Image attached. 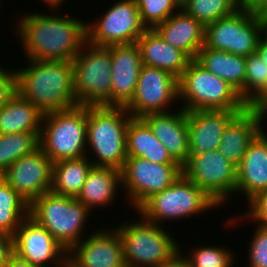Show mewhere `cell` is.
I'll list each match as a JSON object with an SVG mask.
<instances>
[{
	"mask_svg": "<svg viewBox=\"0 0 267 267\" xmlns=\"http://www.w3.org/2000/svg\"><path fill=\"white\" fill-rule=\"evenodd\" d=\"M27 13L19 20L17 37L26 57L38 61L72 62L87 42L86 24L77 18Z\"/></svg>",
	"mask_w": 267,
	"mask_h": 267,
	"instance_id": "obj_1",
	"label": "cell"
},
{
	"mask_svg": "<svg viewBox=\"0 0 267 267\" xmlns=\"http://www.w3.org/2000/svg\"><path fill=\"white\" fill-rule=\"evenodd\" d=\"M27 60L28 68L16 70L17 90L23 98L43 114L78 106L72 62Z\"/></svg>",
	"mask_w": 267,
	"mask_h": 267,
	"instance_id": "obj_2",
	"label": "cell"
},
{
	"mask_svg": "<svg viewBox=\"0 0 267 267\" xmlns=\"http://www.w3.org/2000/svg\"><path fill=\"white\" fill-rule=\"evenodd\" d=\"M87 117V146L97 159L92 164L121 170L128 157L127 128L132 116L124 107L88 106Z\"/></svg>",
	"mask_w": 267,
	"mask_h": 267,
	"instance_id": "obj_3",
	"label": "cell"
},
{
	"mask_svg": "<svg viewBox=\"0 0 267 267\" xmlns=\"http://www.w3.org/2000/svg\"><path fill=\"white\" fill-rule=\"evenodd\" d=\"M182 109L243 111L248 105L238 91L224 79L192 59L178 79Z\"/></svg>",
	"mask_w": 267,
	"mask_h": 267,
	"instance_id": "obj_4",
	"label": "cell"
},
{
	"mask_svg": "<svg viewBox=\"0 0 267 267\" xmlns=\"http://www.w3.org/2000/svg\"><path fill=\"white\" fill-rule=\"evenodd\" d=\"M88 106L43 115L39 147L53 162L86 157Z\"/></svg>",
	"mask_w": 267,
	"mask_h": 267,
	"instance_id": "obj_5",
	"label": "cell"
},
{
	"mask_svg": "<svg viewBox=\"0 0 267 267\" xmlns=\"http://www.w3.org/2000/svg\"><path fill=\"white\" fill-rule=\"evenodd\" d=\"M90 212L77 198L52 191L37 197L29 207V216L45 227L67 251L83 240Z\"/></svg>",
	"mask_w": 267,
	"mask_h": 267,
	"instance_id": "obj_6",
	"label": "cell"
},
{
	"mask_svg": "<svg viewBox=\"0 0 267 267\" xmlns=\"http://www.w3.org/2000/svg\"><path fill=\"white\" fill-rule=\"evenodd\" d=\"M140 219L116 228L126 267H158L180 250L178 242L161 225Z\"/></svg>",
	"mask_w": 267,
	"mask_h": 267,
	"instance_id": "obj_7",
	"label": "cell"
},
{
	"mask_svg": "<svg viewBox=\"0 0 267 267\" xmlns=\"http://www.w3.org/2000/svg\"><path fill=\"white\" fill-rule=\"evenodd\" d=\"M219 206L183 175L170 187L152 194L136 210L146 221L161 225L165 220L186 219Z\"/></svg>",
	"mask_w": 267,
	"mask_h": 267,
	"instance_id": "obj_8",
	"label": "cell"
},
{
	"mask_svg": "<svg viewBox=\"0 0 267 267\" xmlns=\"http://www.w3.org/2000/svg\"><path fill=\"white\" fill-rule=\"evenodd\" d=\"M72 64L78 105L110 106V46H95L86 42Z\"/></svg>",
	"mask_w": 267,
	"mask_h": 267,
	"instance_id": "obj_9",
	"label": "cell"
},
{
	"mask_svg": "<svg viewBox=\"0 0 267 267\" xmlns=\"http://www.w3.org/2000/svg\"><path fill=\"white\" fill-rule=\"evenodd\" d=\"M261 40V15L242 9L205 26L206 48L247 57Z\"/></svg>",
	"mask_w": 267,
	"mask_h": 267,
	"instance_id": "obj_10",
	"label": "cell"
},
{
	"mask_svg": "<svg viewBox=\"0 0 267 267\" xmlns=\"http://www.w3.org/2000/svg\"><path fill=\"white\" fill-rule=\"evenodd\" d=\"M182 175L203 190L218 206L236 193L237 167L218 150L189 155ZM222 204V205H221Z\"/></svg>",
	"mask_w": 267,
	"mask_h": 267,
	"instance_id": "obj_11",
	"label": "cell"
},
{
	"mask_svg": "<svg viewBox=\"0 0 267 267\" xmlns=\"http://www.w3.org/2000/svg\"><path fill=\"white\" fill-rule=\"evenodd\" d=\"M94 21L93 24L87 22L86 31L87 42L95 46L134 44L147 30L141 21L136 0H117Z\"/></svg>",
	"mask_w": 267,
	"mask_h": 267,
	"instance_id": "obj_12",
	"label": "cell"
},
{
	"mask_svg": "<svg viewBox=\"0 0 267 267\" xmlns=\"http://www.w3.org/2000/svg\"><path fill=\"white\" fill-rule=\"evenodd\" d=\"M181 175L180 164H158L140 157H127L121 169L122 186L135 211L152 194L170 187Z\"/></svg>",
	"mask_w": 267,
	"mask_h": 267,
	"instance_id": "obj_13",
	"label": "cell"
},
{
	"mask_svg": "<svg viewBox=\"0 0 267 267\" xmlns=\"http://www.w3.org/2000/svg\"><path fill=\"white\" fill-rule=\"evenodd\" d=\"M175 100H179L178 78L143 64L135 94L124 108L132 117L143 118L150 113L169 112L167 107Z\"/></svg>",
	"mask_w": 267,
	"mask_h": 267,
	"instance_id": "obj_14",
	"label": "cell"
},
{
	"mask_svg": "<svg viewBox=\"0 0 267 267\" xmlns=\"http://www.w3.org/2000/svg\"><path fill=\"white\" fill-rule=\"evenodd\" d=\"M13 251L23 260L37 267L55 265L62 267L67 262L68 251L61 246L43 226L30 216L22 220L13 235Z\"/></svg>",
	"mask_w": 267,
	"mask_h": 267,
	"instance_id": "obj_15",
	"label": "cell"
},
{
	"mask_svg": "<svg viewBox=\"0 0 267 267\" xmlns=\"http://www.w3.org/2000/svg\"><path fill=\"white\" fill-rule=\"evenodd\" d=\"M52 175L53 162L38 147L15 161L0 177L31 204L37 197L51 191Z\"/></svg>",
	"mask_w": 267,
	"mask_h": 267,
	"instance_id": "obj_16",
	"label": "cell"
},
{
	"mask_svg": "<svg viewBox=\"0 0 267 267\" xmlns=\"http://www.w3.org/2000/svg\"><path fill=\"white\" fill-rule=\"evenodd\" d=\"M99 230L74 245L67 260L74 267H126L116 228Z\"/></svg>",
	"mask_w": 267,
	"mask_h": 267,
	"instance_id": "obj_17",
	"label": "cell"
},
{
	"mask_svg": "<svg viewBox=\"0 0 267 267\" xmlns=\"http://www.w3.org/2000/svg\"><path fill=\"white\" fill-rule=\"evenodd\" d=\"M111 93L110 106L125 107L135 94L143 66L136 43L110 46Z\"/></svg>",
	"mask_w": 267,
	"mask_h": 267,
	"instance_id": "obj_18",
	"label": "cell"
},
{
	"mask_svg": "<svg viewBox=\"0 0 267 267\" xmlns=\"http://www.w3.org/2000/svg\"><path fill=\"white\" fill-rule=\"evenodd\" d=\"M239 112L241 111H187L190 155L218 150L225 127Z\"/></svg>",
	"mask_w": 267,
	"mask_h": 267,
	"instance_id": "obj_19",
	"label": "cell"
},
{
	"mask_svg": "<svg viewBox=\"0 0 267 267\" xmlns=\"http://www.w3.org/2000/svg\"><path fill=\"white\" fill-rule=\"evenodd\" d=\"M143 119L170 156L182 166L190 155L186 111L180 108L176 113H150Z\"/></svg>",
	"mask_w": 267,
	"mask_h": 267,
	"instance_id": "obj_20",
	"label": "cell"
},
{
	"mask_svg": "<svg viewBox=\"0 0 267 267\" xmlns=\"http://www.w3.org/2000/svg\"><path fill=\"white\" fill-rule=\"evenodd\" d=\"M154 29L167 43L191 59L196 58L205 43V26L181 8Z\"/></svg>",
	"mask_w": 267,
	"mask_h": 267,
	"instance_id": "obj_21",
	"label": "cell"
},
{
	"mask_svg": "<svg viewBox=\"0 0 267 267\" xmlns=\"http://www.w3.org/2000/svg\"><path fill=\"white\" fill-rule=\"evenodd\" d=\"M136 44L144 65L167 71L178 79L192 60L185 52L167 43L155 29H147Z\"/></svg>",
	"mask_w": 267,
	"mask_h": 267,
	"instance_id": "obj_22",
	"label": "cell"
},
{
	"mask_svg": "<svg viewBox=\"0 0 267 267\" xmlns=\"http://www.w3.org/2000/svg\"><path fill=\"white\" fill-rule=\"evenodd\" d=\"M260 117L247 106L224 129L218 151L236 167L241 163L248 146L258 136Z\"/></svg>",
	"mask_w": 267,
	"mask_h": 267,
	"instance_id": "obj_23",
	"label": "cell"
},
{
	"mask_svg": "<svg viewBox=\"0 0 267 267\" xmlns=\"http://www.w3.org/2000/svg\"><path fill=\"white\" fill-rule=\"evenodd\" d=\"M267 188V146L257 136L237 167L236 192H244L247 203Z\"/></svg>",
	"mask_w": 267,
	"mask_h": 267,
	"instance_id": "obj_24",
	"label": "cell"
},
{
	"mask_svg": "<svg viewBox=\"0 0 267 267\" xmlns=\"http://www.w3.org/2000/svg\"><path fill=\"white\" fill-rule=\"evenodd\" d=\"M122 185L121 170L113 167L93 166L77 199L91 208L108 206L114 201L118 186Z\"/></svg>",
	"mask_w": 267,
	"mask_h": 267,
	"instance_id": "obj_25",
	"label": "cell"
},
{
	"mask_svg": "<svg viewBox=\"0 0 267 267\" xmlns=\"http://www.w3.org/2000/svg\"><path fill=\"white\" fill-rule=\"evenodd\" d=\"M127 156L140 157L158 164H178L143 118L132 117L128 123Z\"/></svg>",
	"mask_w": 267,
	"mask_h": 267,
	"instance_id": "obj_26",
	"label": "cell"
},
{
	"mask_svg": "<svg viewBox=\"0 0 267 267\" xmlns=\"http://www.w3.org/2000/svg\"><path fill=\"white\" fill-rule=\"evenodd\" d=\"M195 60L206 70L232 85L244 100L246 57L203 46Z\"/></svg>",
	"mask_w": 267,
	"mask_h": 267,
	"instance_id": "obj_27",
	"label": "cell"
},
{
	"mask_svg": "<svg viewBox=\"0 0 267 267\" xmlns=\"http://www.w3.org/2000/svg\"><path fill=\"white\" fill-rule=\"evenodd\" d=\"M43 113L18 92L0 109V134L40 133Z\"/></svg>",
	"mask_w": 267,
	"mask_h": 267,
	"instance_id": "obj_28",
	"label": "cell"
},
{
	"mask_svg": "<svg viewBox=\"0 0 267 267\" xmlns=\"http://www.w3.org/2000/svg\"><path fill=\"white\" fill-rule=\"evenodd\" d=\"M90 158L65 159L53 163L51 191L60 195L77 198L94 166Z\"/></svg>",
	"mask_w": 267,
	"mask_h": 267,
	"instance_id": "obj_29",
	"label": "cell"
},
{
	"mask_svg": "<svg viewBox=\"0 0 267 267\" xmlns=\"http://www.w3.org/2000/svg\"><path fill=\"white\" fill-rule=\"evenodd\" d=\"M30 204L0 177V232L13 236L23 219L29 216Z\"/></svg>",
	"mask_w": 267,
	"mask_h": 267,
	"instance_id": "obj_30",
	"label": "cell"
},
{
	"mask_svg": "<svg viewBox=\"0 0 267 267\" xmlns=\"http://www.w3.org/2000/svg\"><path fill=\"white\" fill-rule=\"evenodd\" d=\"M40 133L0 134V176L18 159L39 147Z\"/></svg>",
	"mask_w": 267,
	"mask_h": 267,
	"instance_id": "obj_31",
	"label": "cell"
},
{
	"mask_svg": "<svg viewBox=\"0 0 267 267\" xmlns=\"http://www.w3.org/2000/svg\"><path fill=\"white\" fill-rule=\"evenodd\" d=\"M181 9L206 26L233 14L238 10V4L236 0H186Z\"/></svg>",
	"mask_w": 267,
	"mask_h": 267,
	"instance_id": "obj_32",
	"label": "cell"
},
{
	"mask_svg": "<svg viewBox=\"0 0 267 267\" xmlns=\"http://www.w3.org/2000/svg\"><path fill=\"white\" fill-rule=\"evenodd\" d=\"M244 101L248 105L267 85V65L255 52L246 57Z\"/></svg>",
	"mask_w": 267,
	"mask_h": 267,
	"instance_id": "obj_33",
	"label": "cell"
},
{
	"mask_svg": "<svg viewBox=\"0 0 267 267\" xmlns=\"http://www.w3.org/2000/svg\"><path fill=\"white\" fill-rule=\"evenodd\" d=\"M141 21L147 29H154L180 10L175 0H136Z\"/></svg>",
	"mask_w": 267,
	"mask_h": 267,
	"instance_id": "obj_34",
	"label": "cell"
},
{
	"mask_svg": "<svg viewBox=\"0 0 267 267\" xmlns=\"http://www.w3.org/2000/svg\"><path fill=\"white\" fill-rule=\"evenodd\" d=\"M186 257L190 267H233L235 256L227 248L207 245L195 248Z\"/></svg>",
	"mask_w": 267,
	"mask_h": 267,
	"instance_id": "obj_35",
	"label": "cell"
},
{
	"mask_svg": "<svg viewBox=\"0 0 267 267\" xmlns=\"http://www.w3.org/2000/svg\"><path fill=\"white\" fill-rule=\"evenodd\" d=\"M256 228L250 242L248 267H267V228Z\"/></svg>",
	"mask_w": 267,
	"mask_h": 267,
	"instance_id": "obj_36",
	"label": "cell"
},
{
	"mask_svg": "<svg viewBox=\"0 0 267 267\" xmlns=\"http://www.w3.org/2000/svg\"><path fill=\"white\" fill-rule=\"evenodd\" d=\"M248 206L249 213L246 215L249 217L248 220L252 218L254 223L258 221V226L267 228V188L253 197Z\"/></svg>",
	"mask_w": 267,
	"mask_h": 267,
	"instance_id": "obj_37",
	"label": "cell"
},
{
	"mask_svg": "<svg viewBox=\"0 0 267 267\" xmlns=\"http://www.w3.org/2000/svg\"><path fill=\"white\" fill-rule=\"evenodd\" d=\"M18 92L17 72L8 71L0 67V109L9 102Z\"/></svg>",
	"mask_w": 267,
	"mask_h": 267,
	"instance_id": "obj_38",
	"label": "cell"
},
{
	"mask_svg": "<svg viewBox=\"0 0 267 267\" xmlns=\"http://www.w3.org/2000/svg\"><path fill=\"white\" fill-rule=\"evenodd\" d=\"M238 9L254 14H267V0H236Z\"/></svg>",
	"mask_w": 267,
	"mask_h": 267,
	"instance_id": "obj_39",
	"label": "cell"
},
{
	"mask_svg": "<svg viewBox=\"0 0 267 267\" xmlns=\"http://www.w3.org/2000/svg\"><path fill=\"white\" fill-rule=\"evenodd\" d=\"M13 251V236L0 232V267H4Z\"/></svg>",
	"mask_w": 267,
	"mask_h": 267,
	"instance_id": "obj_40",
	"label": "cell"
},
{
	"mask_svg": "<svg viewBox=\"0 0 267 267\" xmlns=\"http://www.w3.org/2000/svg\"><path fill=\"white\" fill-rule=\"evenodd\" d=\"M258 116L266 117L267 115V85L264 89L248 104Z\"/></svg>",
	"mask_w": 267,
	"mask_h": 267,
	"instance_id": "obj_41",
	"label": "cell"
},
{
	"mask_svg": "<svg viewBox=\"0 0 267 267\" xmlns=\"http://www.w3.org/2000/svg\"><path fill=\"white\" fill-rule=\"evenodd\" d=\"M181 250H179L176 254H174L168 261L162 263L158 267H190L189 261L186 255L182 254Z\"/></svg>",
	"mask_w": 267,
	"mask_h": 267,
	"instance_id": "obj_42",
	"label": "cell"
},
{
	"mask_svg": "<svg viewBox=\"0 0 267 267\" xmlns=\"http://www.w3.org/2000/svg\"><path fill=\"white\" fill-rule=\"evenodd\" d=\"M4 267H37V266L32 265L30 262L21 259L15 253H13L9 257Z\"/></svg>",
	"mask_w": 267,
	"mask_h": 267,
	"instance_id": "obj_43",
	"label": "cell"
},
{
	"mask_svg": "<svg viewBox=\"0 0 267 267\" xmlns=\"http://www.w3.org/2000/svg\"><path fill=\"white\" fill-rule=\"evenodd\" d=\"M261 40L267 45V14L261 15Z\"/></svg>",
	"mask_w": 267,
	"mask_h": 267,
	"instance_id": "obj_44",
	"label": "cell"
},
{
	"mask_svg": "<svg viewBox=\"0 0 267 267\" xmlns=\"http://www.w3.org/2000/svg\"><path fill=\"white\" fill-rule=\"evenodd\" d=\"M264 118L266 119V117L261 116L258 121V137L267 146V133L263 131L264 128L262 127V121H265Z\"/></svg>",
	"mask_w": 267,
	"mask_h": 267,
	"instance_id": "obj_45",
	"label": "cell"
},
{
	"mask_svg": "<svg viewBox=\"0 0 267 267\" xmlns=\"http://www.w3.org/2000/svg\"><path fill=\"white\" fill-rule=\"evenodd\" d=\"M256 52L260 55L263 62L267 65V45L262 40H260Z\"/></svg>",
	"mask_w": 267,
	"mask_h": 267,
	"instance_id": "obj_46",
	"label": "cell"
},
{
	"mask_svg": "<svg viewBox=\"0 0 267 267\" xmlns=\"http://www.w3.org/2000/svg\"><path fill=\"white\" fill-rule=\"evenodd\" d=\"M45 2V4H48V7H50V9L52 10H57L60 6L61 3H63L64 0H42Z\"/></svg>",
	"mask_w": 267,
	"mask_h": 267,
	"instance_id": "obj_47",
	"label": "cell"
},
{
	"mask_svg": "<svg viewBox=\"0 0 267 267\" xmlns=\"http://www.w3.org/2000/svg\"><path fill=\"white\" fill-rule=\"evenodd\" d=\"M62 267H74L68 260Z\"/></svg>",
	"mask_w": 267,
	"mask_h": 267,
	"instance_id": "obj_48",
	"label": "cell"
},
{
	"mask_svg": "<svg viewBox=\"0 0 267 267\" xmlns=\"http://www.w3.org/2000/svg\"><path fill=\"white\" fill-rule=\"evenodd\" d=\"M177 3H179L180 5H182L186 0H175Z\"/></svg>",
	"mask_w": 267,
	"mask_h": 267,
	"instance_id": "obj_49",
	"label": "cell"
}]
</instances>
